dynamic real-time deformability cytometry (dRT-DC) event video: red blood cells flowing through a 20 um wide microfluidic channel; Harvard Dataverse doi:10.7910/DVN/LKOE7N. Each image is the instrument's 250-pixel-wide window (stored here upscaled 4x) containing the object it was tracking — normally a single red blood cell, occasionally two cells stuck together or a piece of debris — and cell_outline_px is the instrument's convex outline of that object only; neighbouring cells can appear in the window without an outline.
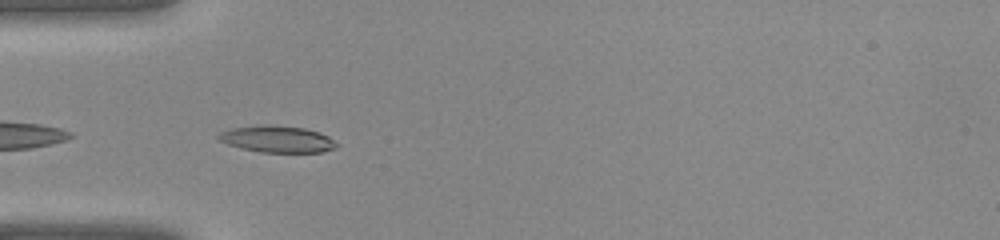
{"species": "common noctule bat (a hibernating species)", "species_latin": "Nyctalus noctula", "temperature_condition": "warm", "stored_images_in_passage": 29, "camera_frame_rate_fps": 3000, "um_per_image_px": 0.085, "animal": {"sex": "female", "body_mass_g": 22.0, "forearm_length_mm": 56.7}, "frame": {"image": 1, "passage_image": 1, "time_ms": 0.0, "image_size_px": [1000, 240], "cell_outline_px": [[340, 144], [336, 148], [320, 152], [260, 152], [240, 148], [228, 144], [220, 140], [216, 136], [220, 132], [232, 128], [268, 124], [304, 128], [320, 132], [328, 136]], "centroid_in_image_um": [23.59, 11.82], "position_along_channel_um": 61.4, "area_um2": 18.38}}
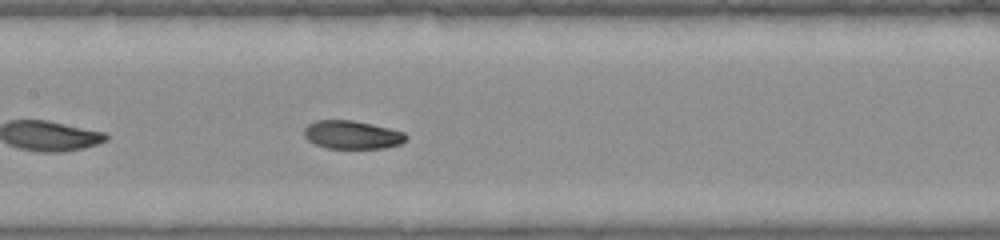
{"frame": {"image": 2, "passage_image": 8, "time_ms": 2.333, "image_size_px": [1000, 240], "cell_outline_px": [[408, 136], [400, 144], [384, 148], [328, 148], [316, 144], [308, 140], [304, 136], [304, 128], [308, 124], [316, 120], [352, 120], [372, 124], [404, 132]], "centroid_in_image_um": [29.91, 11.45], "position_along_channel_um": 177.5, "area_um2": 16.7}}
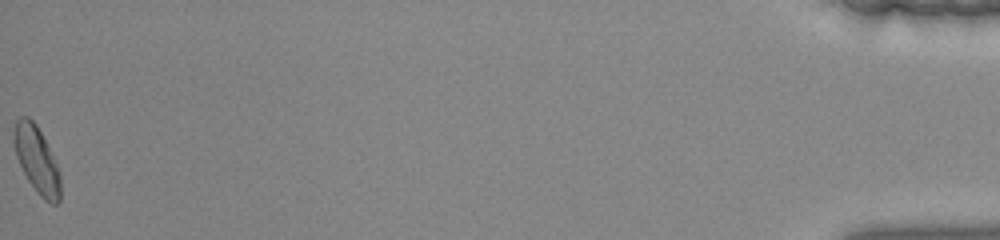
{"frame": {"image": 3, "passage_image": 29, "time_ms": 9.333, "image_size_px": [1000, 240], "cell_outline_px": [[60, 200], [56, 204], [52, 204], [44, 200], [36, 192], [28, 180], [16, 156], [12, 140], [16, 120], [20, 116], [28, 116], [36, 124], [56, 164], [60, 176]], "centroid_in_image_um": [3.1, 13.59], "position_along_channel_um": 432.1, "area_um2": 17.8}}